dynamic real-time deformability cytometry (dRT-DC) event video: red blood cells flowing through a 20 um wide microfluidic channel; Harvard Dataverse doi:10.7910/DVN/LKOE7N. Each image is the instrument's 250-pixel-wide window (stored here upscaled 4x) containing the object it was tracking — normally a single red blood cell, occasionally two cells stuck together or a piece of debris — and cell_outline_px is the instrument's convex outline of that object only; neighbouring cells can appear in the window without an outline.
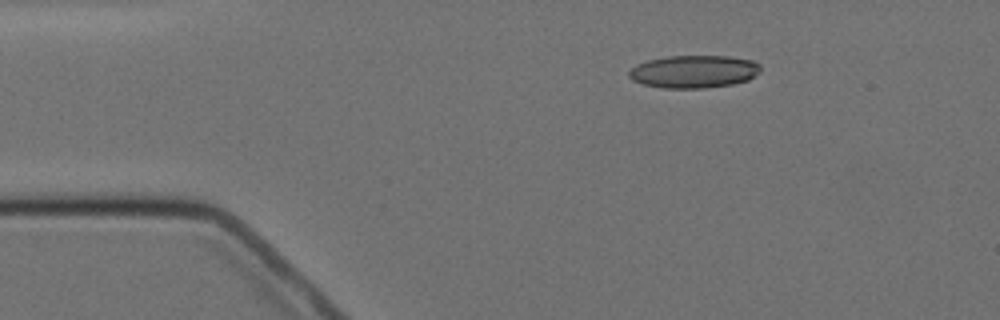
{"species": "Egyptian fruit bat (a non-hibernating species)", "species_latin": "Rousettus aegyptiacus", "temperature_condition": "cold", "stored_images_in_passage": 14, "camera_frame_rate_fps": 3000, "um_per_image_px": 0.085, "animal": {"sex": "female"}, "frame": {"image": 1, "passage_image": 2, "time_ms": 2.0, "image_size_px": [1000, 320], "cell_outline_px": [[760, 72], [748, 80], [732, 84], [704, 88], [664, 88], [640, 84], [632, 80], [628, 76], [628, 72], [636, 64], [648, 60], [668, 56], [728, 56], [752, 60], [760, 64]], "centroid_in_image_um": [58.96, 6.08], "position_along_channel_um": 26.0, "area_um2": 25.2}}
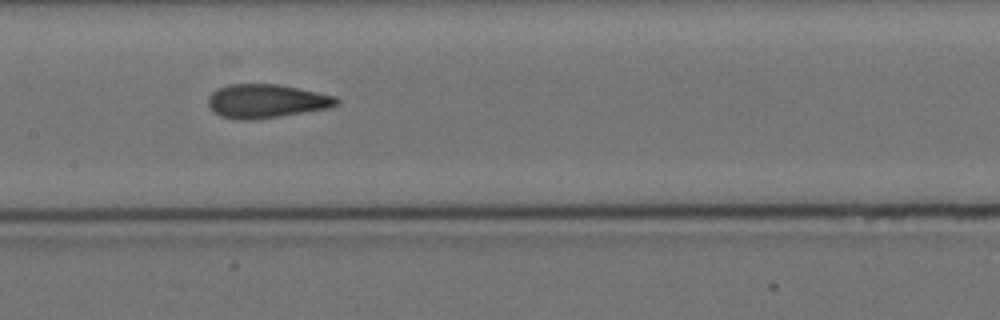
{"frame": {"image": 2, "passage_image": 7, "time_ms": 8.0, "image_size_px": [1000, 320], "cell_outline_px": [[340, 100], [336, 104], [328, 108], [280, 116], [248, 120], [236, 120], [220, 116], [208, 104], [208, 96], [216, 88], [228, 84], [280, 84], [336, 96]], "centroid_in_image_um": [22.61, 8.58], "position_along_channel_um": 184.8, "area_um2": 25.2}}
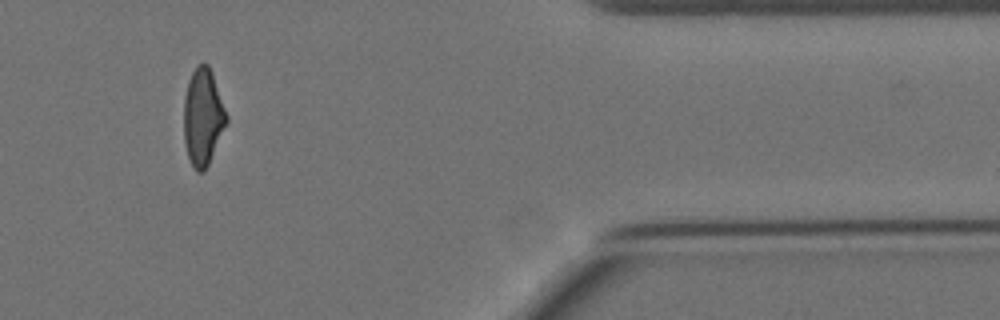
{"frame": {"image": 3, "passage_image": 12, "time_ms": 15.0, "image_size_px": [1000, 320], "cell_outline_px": [[228, 120], [208, 164], [204, 172], [196, 172], [192, 168], [188, 156], [184, 140], [184, 96], [188, 80], [196, 64], [204, 60], [208, 64], [212, 72], [228, 116]], "centroid_in_image_um": [17.24, 9.91], "position_along_channel_um": 394.2, "area_um2": 24.28}, "authors_computed_cell_mechanics": {"area_um2": 24.9696, "velocity_mm_per_s": 3.4894, "shape_relaxation_time_tau1_ms": 3.9474, "shape_relaxation_time_tau2_ms": 1.1086, "deformation_change_tau1": 0.1449, "deformation_change_tau2": 0.0825}}